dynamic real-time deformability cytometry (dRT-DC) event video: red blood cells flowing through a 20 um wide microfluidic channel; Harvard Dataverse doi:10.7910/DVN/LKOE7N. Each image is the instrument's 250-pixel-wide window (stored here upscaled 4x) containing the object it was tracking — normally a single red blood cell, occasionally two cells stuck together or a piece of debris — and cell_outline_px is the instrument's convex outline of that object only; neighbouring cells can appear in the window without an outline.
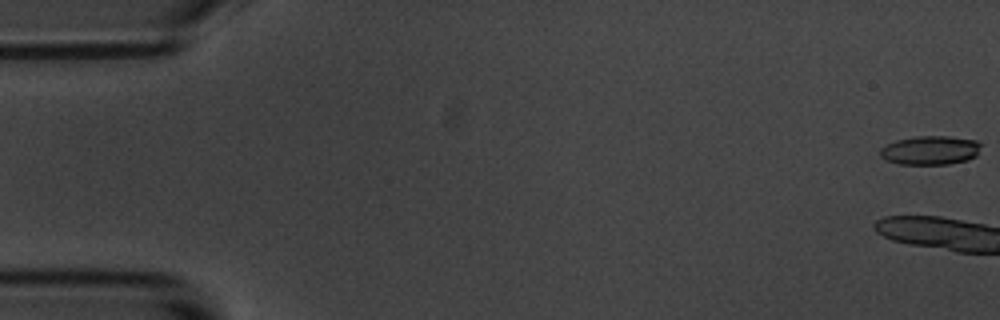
{"species": "common noctule bat (a hibernating species)", "species_latin": "Nyctalus noctula", "temperature_condition": "room temperature", "stored_images_in_passage": 17, "camera_frame_rate_fps": 3000, "um_per_image_px": 0.085, "animal": {"sex": "male", "body_mass_g": 20.1, "forearm_length_mm": 53.5}, "frame": {"image": 1, "passage_image": 1, "time_ms": 0.0, "image_size_px": [1000, 320], "cell_outline_px": [[984, 144], [976, 156], [968, 160], [948, 164], [900, 164], [884, 160], [880, 156], [880, 148], [896, 140], [916, 136], [948, 136], [976, 140]], "centroid_in_image_um": [79.1, 12.77], "position_along_channel_um": 5.9, "area_um2": 17.22}}
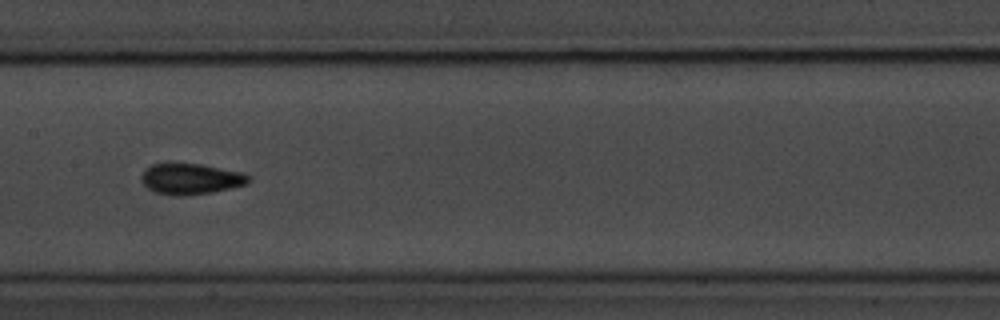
{"frame": {"image": 2, "passage_image": 10, "time_ms": 11.333, "image_size_px": [1000, 320], "cell_outline_px": [[252, 180], [248, 184], [232, 188], [212, 192], [184, 196], [176, 196], [156, 192], [148, 188], [140, 180], [140, 176], [152, 164], [168, 160], [200, 164], [240, 172], [248, 176]], "centroid_in_image_um": [16.18, 15.17], "position_along_channel_um": 191.2, "area_um2": 19.77}, "authors_computed_cell_mechanics": {"area_um2": 17.9758, "velocity_mm_per_s": 3.4796, "shape_relaxation_time_tau1_ms": 2.3823, "shape_relaxation_time_tau2_ms": 1.3085, "deformation_change_tau1": 0.1118, "deformation_change_tau2": 0.049}}